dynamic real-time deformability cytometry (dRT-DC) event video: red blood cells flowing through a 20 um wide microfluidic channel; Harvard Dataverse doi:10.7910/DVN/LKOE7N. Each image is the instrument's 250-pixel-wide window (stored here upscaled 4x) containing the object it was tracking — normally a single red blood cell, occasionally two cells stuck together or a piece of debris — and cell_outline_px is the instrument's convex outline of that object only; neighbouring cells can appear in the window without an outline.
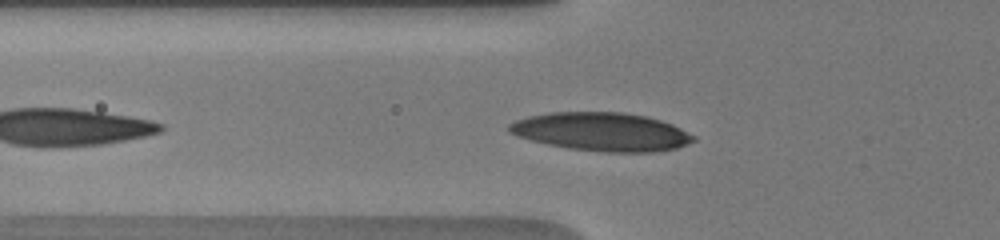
{"species": "human", "species_latin": "Homo sapiens", "temperature_condition": "warm", "stored_images_in_passage": 31, "camera_frame_rate_fps": 3000, "um_per_image_px": 0.085, "donor": {"sex": "male"}, "frame": {"image": 1, "passage_image": 2, "time_ms": 0.333, "image_size_px": [1000, 240], "cell_outline_px": [[696, 140], [688, 144], [676, 148], [652, 152], [604, 152], [568, 148], [548, 144], [516, 136], [508, 132], [508, 124], [516, 120], [528, 116], [552, 112], [624, 112], [644, 116], [660, 120], [672, 124], [696, 136]], "centroid_in_image_um": [51.13, 11.2], "position_along_channel_um": 74.7, "area_um2": 41.27}}
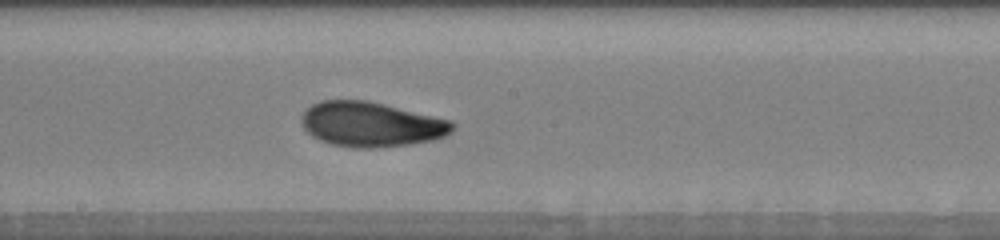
{"frame": {"image": 2, "passage_image": 14, "time_ms": 4.0, "image_size_px": [1000, 240], "cell_outline_px": [[456, 128], [452, 132], [444, 136], [432, 140], [408, 144], [372, 148], [356, 148], [332, 144], [320, 140], [312, 136], [300, 124], [300, 116], [312, 104], [320, 100], [368, 100], [452, 120], [456, 124]], "centroid_in_image_um": [31.55, 10.56], "position_along_channel_um": 216.6, "area_um2": 39.65}}
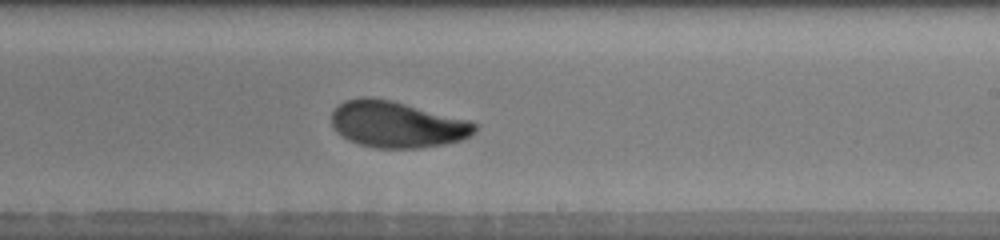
{"frame": {"image": 3, "passage_image": 17, "time_ms": 5.0, "image_size_px": [1000, 240], "cell_outline_px": [[476, 132], [472, 136], [464, 140], [444, 144], [420, 148], [376, 148], [360, 144], [336, 132], [332, 128], [332, 112], [344, 100], [360, 96], [368, 96], [392, 100], [472, 120], [476, 124]], "centroid_in_image_um": [33.79, 10.56], "position_along_channel_um": 255.2, "area_um2": 39.13}, "authors_computed_cell_mechanics": {"area_um2": 39.304, "velocity_mm_per_s": 3.8672, "shape_relaxation_time_tau1_ms": 3.6925, "shape_relaxation_time_tau2_ms": 1.7072, "deformation_change_tau1": 0.1534, "deformation_change_tau2": 0.0668}}